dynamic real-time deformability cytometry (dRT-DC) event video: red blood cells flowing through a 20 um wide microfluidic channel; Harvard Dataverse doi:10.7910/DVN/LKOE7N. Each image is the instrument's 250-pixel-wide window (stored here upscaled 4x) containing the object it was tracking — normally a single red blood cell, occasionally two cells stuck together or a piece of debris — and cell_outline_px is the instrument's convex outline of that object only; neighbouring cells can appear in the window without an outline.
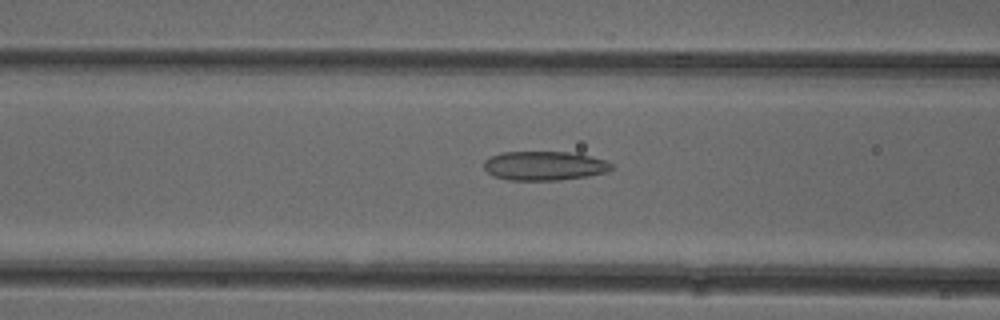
{"species": "common noctule bat (a hibernating species)", "species_latin": "Nyctalus noctula", "temperature_condition": "cold", "stored_images_in_passage": 51, "camera_frame_rate_fps": 3000, "um_per_image_px": 0.085, "animal": {"sex": "female"}, "frame": {"image": 1, "passage_image": 20, "time_ms": 6.333, "image_size_px": [1000, 320], "cell_outline_px": [[612, 168], [608, 172], [588, 176], [560, 180], [508, 180], [492, 176], [484, 168], [484, 160], [500, 152], [576, 152], [608, 160], [612, 164]], "centroid_in_image_um": [46.3, 14.09], "position_along_channel_um": 120.3, "area_um2": 21.96}}
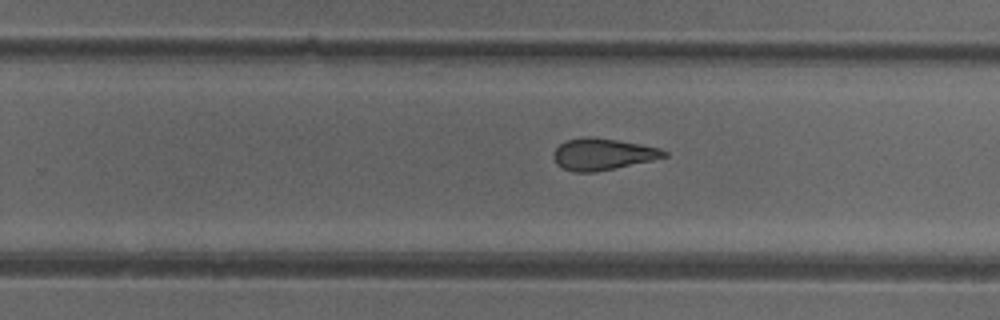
{"frame": {"image": 2, "passage_image": 32, "time_ms": 10.333, "image_size_px": [1000, 320], "cell_outline_px": [[668, 156], [652, 160], [596, 172], [576, 172], [564, 168], [556, 164], [552, 156], [552, 152], [560, 144], [568, 140], [584, 136], [592, 136], [640, 144], [660, 148], [668, 152]], "centroid_in_image_um": [51.21, 13.1], "position_along_channel_um": 278.6, "area_um2": 20.35}}
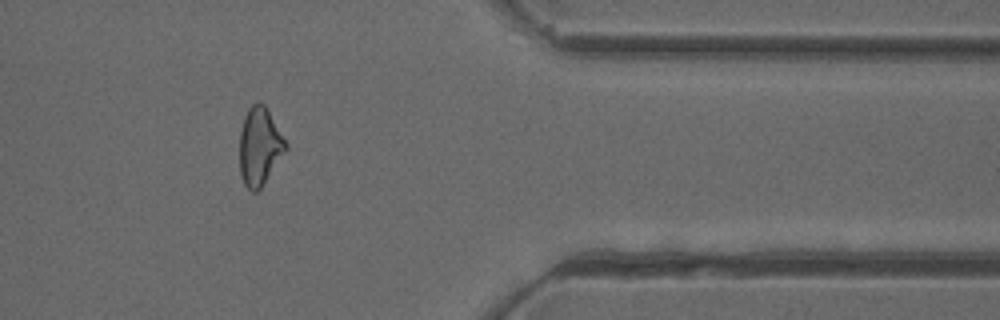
{"frame": {"image": 3, "passage_image": 42, "time_ms": 13.667, "image_size_px": [1000, 320], "cell_outline_px": [[288, 148], [260, 188], [256, 192], [252, 192], [244, 184], [240, 172], [240, 132], [244, 116], [248, 108], [256, 100], [264, 104], [288, 144]], "centroid_in_image_um": [22.06, 12.42], "position_along_channel_um": 389.3, "area_um2": 20.81}, "authors_computed_cell_mechanics": {"area_um2": 21.8484, "velocity_mm_per_s": 3.9569, "shape_relaxation_time_tau1_ms": 8.7632, "shape_relaxation_time_tau2_ms": 3.0884, "deformation_change_tau1": 0.1772, "deformation_change_tau2": 0.1041}}